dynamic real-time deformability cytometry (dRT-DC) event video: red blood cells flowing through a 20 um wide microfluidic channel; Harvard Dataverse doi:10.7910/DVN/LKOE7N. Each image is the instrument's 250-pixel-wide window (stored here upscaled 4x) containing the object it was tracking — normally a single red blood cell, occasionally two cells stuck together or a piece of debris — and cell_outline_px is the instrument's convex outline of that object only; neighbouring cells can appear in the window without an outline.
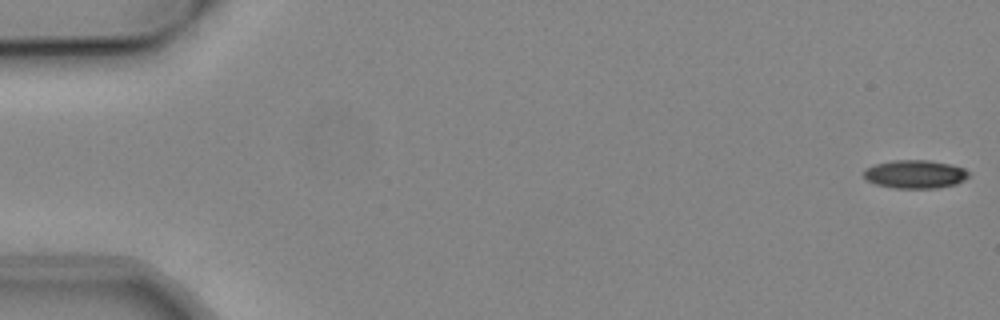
{"species": "common noctule bat (a hibernating species)", "species_latin": "Nyctalus noctula", "temperature_condition": "cold", "stored_images_in_passage": 44, "camera_frame_rate_fps": 3000, "um_per_image_px": 0.085, "animal": {"sex": "male", "body_mass_g": 19.2, "forearm_length_mm": 51.8}, "frame": {"image": 1, "passage_image": 1, "time_ms": 0.0, "image_size_px": [1000, 320], "cell_outline_px": [[968, 176], [964, 180], [956, 184], [936, 188], [896, 188], [876, 184], [868, 180], [864, 176], [864, 168], [872, 164], [892, 160], [928, 160], [948, 164], [964, 168], [968, 172]], "centroid_in_image_um": [77.75, 14.8], "position_along_channel_um": 7.3, "area_um2": 17.28}}
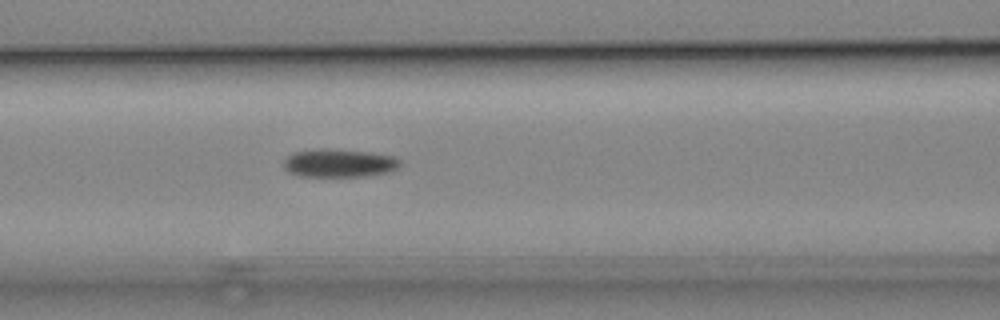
{"frame": {"image": 2, "passage_image": 23, "time_ms": 7.333, "image_size_px": [1000, 320], "cell_outline_px": [[400, 164], [396, 168], [388, 172], [364, 176], [300, 176], [288, 172], [284, 168], [284, 160], [292, 152], [320, 148], [328, 148], [368, 152], [392, 156], [400, 160]], "centroid_in_image_um": [28.77, 13.85], "position_along_channel_um": 137.8, "area_um2": 19.07}}
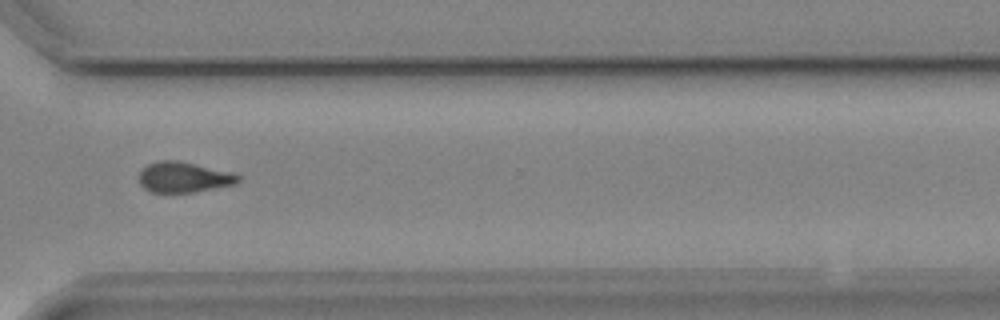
{"frame": {"image": 3, "passage_image": 40, "time_ms": 13.0, "image_size_px": [1000, 320], "cell_outline_px": [[240, 180], [236, 184], [192, 192], [152, 192], [144, 188], [140, 184], [140, 172], [148, 164], [160, 160], [180, 160], [232, 172], [240, 176]], "centroid_in_image_um": [15.64, 15.05], "position_along_channel_um": 355.0, "area_um2": 17.57}, "authors_computed_cell_mechanics": {"area_um2": 18.5827, "velocity_mm_per_s": 3.8451, "shape_relaxation_time_tau1_ms": 9.228, "shape_relaxation_time_tau2_ms": null, "deformation_change_tau1": 0.1947, "deformation_change_tau2": null}}